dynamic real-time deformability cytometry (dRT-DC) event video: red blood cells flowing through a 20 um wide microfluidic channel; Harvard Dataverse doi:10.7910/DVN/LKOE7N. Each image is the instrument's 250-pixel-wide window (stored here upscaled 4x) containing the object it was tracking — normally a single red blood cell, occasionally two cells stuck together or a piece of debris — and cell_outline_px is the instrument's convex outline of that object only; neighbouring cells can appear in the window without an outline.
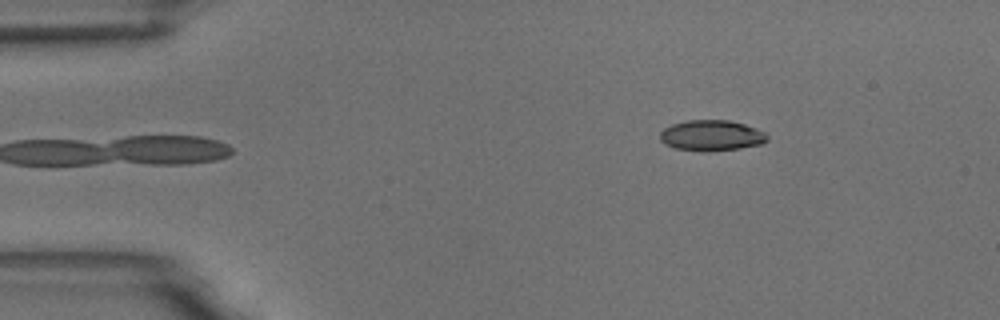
{"species": "common noctule bat (a hibernating species)", "species_latin": "Nyctalus noctula", "temperature_condition": "room temperature", "stored_images_in_passage": 5, "segment_of_instrument_passage": [2, 2], "camera_frame_rate_fps": 3000, "um_per_image_px": 0.085, "animal": {"sex": "male", "body_mass_g": 18.8}, "frame": {"image": 1, "passage_image": 5, "time_ms": 5.333, "image_size_px": [1000, 320], "cell_outline_px": [[768, 140], [760, 144], [740, 148], [708, 152], [704, 152], [676, 148], [664, 144], [660, 140], [660, 132], [664, 128], [672, 124], [688, 120], [728, 120], [744, 124], [756, 128], [764, 132], [768, 136]], "centroid_in_image_um": [60.46, 11.52], "position_along_channel_um": 24.5, "area_um2": 19.25}}